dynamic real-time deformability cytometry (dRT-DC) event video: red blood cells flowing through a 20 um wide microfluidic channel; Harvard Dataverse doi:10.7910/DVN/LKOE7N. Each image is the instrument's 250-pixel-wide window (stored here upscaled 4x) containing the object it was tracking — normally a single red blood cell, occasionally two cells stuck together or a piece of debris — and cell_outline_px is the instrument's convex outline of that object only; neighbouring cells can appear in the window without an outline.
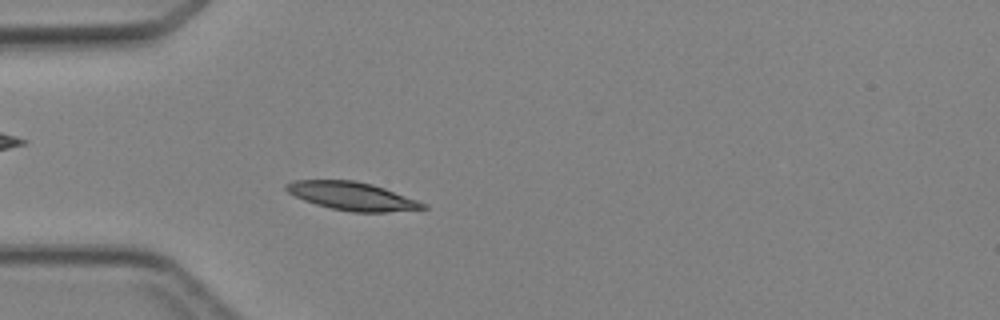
{"species": "Egyptian fruit bat (a non-hibernating species)", "species_latin": "Rousettus aegyptiacus", "temperature_condition": "cold", "stored_images_in_passage": 2, "camera_frame_rate_fps": 3000, "um_per_image_px": 0.085, "animal": {"sex": "female"}, "frame": {"image": 1, "passage_image": 2, "time_ms": 1.0, "image_size_px": [1000, 320], "cell_outline_px": [[428, 208], [388, 212], [352, 212], [332, 208], [316, 204], [304, 200], [288, 192], [284, 188], [284, 184], [292, 180], [356, 180], [372, 184], [384, 188], [428, 204]], "centroid_in_image_um": [29.93, 16.66], "position_along_channel_um": 55.1, "area_um2": 22.43}}